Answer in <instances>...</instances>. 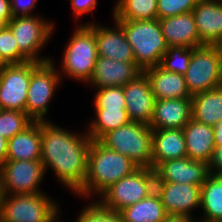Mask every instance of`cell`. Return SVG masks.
I'll list each match as a JSON object with an SVG mask.
<instances>
[{"mask_svg":"<svg viewBox=\"0 0 222 222\" xmlns=\"http://www.w3.org/2000/svg\"><path fill=\"white\" fill-rule=\"evenodd\" d=\"M51 121H41V162L57 176L61 185L77 193L86 180L91 138L87 132L74 133Z\"/></svg>","mask_w":222,"mask_h":222,"instance_id":"6da1fadb","label":"cell"},{"mask_svg":"<svg viewBox=\"0 0 222 222\" xmlns=\"http://www.w3.org/2000/svg\"><path fill=\"white\" fill-rule=\"evenodd\" d=\"M138 169L127 156L104 146L99 140H92L86 180L75 195L93 200L95 194L101 195L115 182Z\"/></svg>","mask_w":222,"mask_h":222,"instance_id":"7a4b0ae2","label":"cell"},{"mask_svg":"<svg viewBox=\"0 0 222 222\" xmlns=\"http://www.w3.org/2000/svg\"><path fill=\"white\" fill-rule=\"evenodd\" d=\"M115 21L123 28L125 37L132 47L135 63L142 71L160 65L168 46L159 19Z\"/></svg>","mask_w":222,"mask_h":222,"instance_id":"3957f363","label":"cell"},{"mask_svg":"<svg viewBox=\"0 0 222 222\" xmlns=\"http://www.w3.org/2000/svg\"><path fill=\"white\" fill-rule=\"evenodd\" d=\"M66 45L61 70L58 69L60 77L88 82L98 57L95 32L88 25L81 24L74 29Z\"/></svg>","mask_w":222,"mask_h":222,"instance_id":"277c9868","label":"cell"},{"mask_svg":"<svg viewBox=\"0 0 222 222\" xmlns=\"http://www.w3.org/2000/svg\"><path fill=\"white\" fill-rule=\"evenodd\" d=\"M152 130L147 124L130 121L109 131L99 141L127 156L139 168L152 169Z\"/></svg>","mask_w":222,"mask_h":222,"instance_id":"5b68a950","label":"cell"},{"mask_svg":"<svg viewBox=\"0 0 222 222\" xmlns=\"http://www.w3.org/2000/svg\"><path fill=\"white\" fill-rule=\"evenodd\" d=\"M46 195H3L1 222H52L62 211H59L58 202Z\"/></svg>","mask_w":222,"mask_h":222,"instance_id":"8992f818","label":"cell"},{"mask_svg":"<svg viewBox=\"0 0 222 222\" xmlns=\"http://www.w3.org/2000/svg\"><path fill=\"white\" fill-rule=\"evenodd\" d=\"M156 175L151 168H139L133 174L123 177L99 197V202L108 209L121 211L135 204L155 191ZM102 198V199H101Z\"/></svg>","mask_w":222,"mask_h":222,"instance_id":"52a82bcc","label":"cell"},{"mask_svg":"<svg viewBox=\"0 0 222 222\" xmlns=\"http://www.w3.org/2000/svg\"><path fill=\"white\" fill-rule=\"evenodd\" d=\"M37 13L34 16L13 17L7 26L18 43L19 52L31 62L43 63L51 60L50 56H41V49L51 38L54 32V22L41 18Z\"/></svg>","mask_w":222,"mask_h":222,"instance_id":"ba28073f","label":"cell"},{"mask_svg":"<svg viewBox=\"0 0 222 222\" xmlns=\"http://www.w3.org/2000/svg\"><path fill=\"white\" fill-rule=\"evenodd\" d=\"M53 58L40 63L31 73V79L27 91L26 114L33 121H47L45 119L49 103L55 96V91L62 79L53 63Z\"/></svg>","mask_w":222,"mask_h":222,"instance_id":"9c48e42d","label":"cell"},{"mask_svg":"<svg viewBox=\"0 0 222 222\" xmlns=\"http://www.w3.org/2000/svg\"><path fill=\"white\" fill-rule=\"evenodd\" d=\"M183 76L191 96L222 86L220 57L216 46L193 48L188 69Z\"/></svg>","mask_w":222,"mask_h":222,"instance_id":"30bf717a","label":"cell"},{"mask_svg":"<svg viewBox=\"0 0 222 222\" xmlns=\"http://www.w3.org/2000/svg\"><path fill=\"white\" fill-rule=\"evenodd\" d=\"M45 170L41 160L5 161L0 166V188L3 195L38 194Z\"/></svg>","mask_w":222,"mask_h":222,"instance_id":"8fae6325","label":"cell"},{"mask_svg":"<svg viewBox=\"0 0 222 222\" xmlns=\"http://www.w3.org/2000/svg\"><path fill=\"white\" fill-rule=\"evenodd\" d=\"M39 64H7L0 70V109L26 112L31 73Z\"/></svg>","mask_w":222,"mask_h":222,"instance_id":"7c38bea8","label":"cell"},{"mask_svg":"<svg viewBox=\"0 0 222 222\" xmlns=\"http://www.w3.org/2000/svg\"><path fill=\"white\" fill-rule=\"evenodd\" d=\"M155 191L159 194L167 215L189 216L200 207L201 186L173 182H155Z\"/></svg>","mask_w":222,"mask_h":222,"instance_id":"4fadbf2b","label":"cell"},{"mask_svg":"<svg viewBox=\"0 0 222 222\" xmlns=\"http://www.w3.org/2000/svg\"><path fill=\"white\" fill-rule=\"evenodd\" d=\"M126 111L130 121L150 125L156 99L146 74L142 72L134 80L123 86Z\"/></svg>","mask_w":222,"mask_h":222,"instance_id":"5bb4252c","label":"cell"},{"mask_svg":"<svg viewBox=\"0 0 222 222\" xmlns=\"http://www.w3.org/2000/svg\"><path fill=\"white\" fill-rule=\"evenodd\" d=\"M113 22V27L85 23L95 32L98 56L119 62H135L132 47L125 37L123 28L115 20Z\"/></svg>","mask_w":222,"mask_h":222,"instance_id":"9a60e30c","label":"cell"},{"mask_svg":"<svg viewBox=\"0 0 222 222\" xmlns=\"http://www.w3.org/2000/svg\"><path fill=\"white\" fill-rule=\"evenodd\" d=\"M156 182H173L202 186L209 175L208 164L188 157L167 160L155 169Z\"/></svg>","mask_w":222,"mask_h":222,"instance_id":"2e32d148","label":"cell"},{"mask_svg":"<svg viewBox=\"0 0 222 222\" xmlns=\"http://www.w3.org/2000/svg\"><path fill=\"white\" fill-rule=\"evenodd\" d=\"M142 72L135 62H119L98 56L93 74L87 84L89 83L96 89L111 86L123 87Z\"/></svg>","mask_w":222,"mask_h":222,"instance_id":"e0dca14e","label":"cell"},{"mask_svg":"<svg viewBox=\"0 0 222 222\" xmlns=\"http://www.w3.org/2000/svg\"><path fill=\"white\" fill-rule=\"evenodd\" d=\"M192 13L202 45L222 42V0H199Z\"/></svg>","mask_w":222,"mask_h":222,"instance_id":"ac0fdd59","label":"cell"},{"mask_svg":"<svg viewBox=\"0 0 222 222\" xmlns=\"http://www.w3.org/2000/svg\"><path fill=\"white\" fill-rule=\"evenodd\" d=\"M192 119L191 98L156 100L150 127L160 129H183Z\"/></svg>","mask_w":222,"mask_h":222,"instance_id":"d6986e66","label":"cell"},{"mask_svg":"<svg viewBox=\"0 0 222 222\" xmlns=\"http://www.w3.org/2000/svg\"><path fill=\"white\" fill-rule=\"evenodd\" d=\"M159 23L167 46H184L195 48L200 46L199 34L192 12L159 19Z\"/></svg>","mask_w":222,"mask_h":222,"instance_id":"ffe728a7","label":"cell"},{"mask_svg":"<svg viewBox=\"0 0 222 222\" xmlns=\"http://www.w3.org/2000/svg\"><path fill=\"white\" fill-rule=\"evenodd\" d=\"M183 129L152 130V169L167 160L187 157Z\"/></svg>","mask_w":222,"mask_h":222,"instance_id":"44dd1931","label":"cell"},{"mask_svg":"<svg viewBox=\"0 0 222 222\" xmlns=\"http://www.w3.org/2000/svg\"><path fill=\"white\" fill-rule=\"evenodd\" d=\"M187 157L209 164L215 149L214 128L191 119L183 128Z\"/></svg>","mask_w":222,"mask_h":222,"instance_id":"7402d4cb","label":"cell"},{"mask_svg":"<svg viewBox=\"0 0 222 222\" xmlns=\"http://www.w3.org/2000/svg\"><path fill=\"white\" fill-rule=\"evenodd\" d=\"M156 100L191 98L183 75L165 71L159 65L143 71Z\"/></svg>","mask_w":222,"mask_h":222,"instance_id":"603a6c76","label":"cell"},{"mask_svg":"<svg viewBox=\"0 0 222 222\" xmlns=\"http://www.w3.org/2000/svg\"><path fill=\"white\" fill-rule=\"evenodd\" d=\"M14 160H41V121H34L8 140L6 161Z\"/></svg>","mask_w":222,"mask_h":222,"instance_id":"cb8c5ba5","label":"cell"},{"mask_svg":"<svg viewBox=\"0 0 222 222\" xmlns=\"http://www.w3.org/2000/svg\"><path fill=\"white\" fill-rule=\"evenodd\" d=\"M192 119L215 126L222 121V86L191 97Z\"/></svg>","mask_w":222,"mask_h":222,"instance_id":"d4e9b609","label":"cell"},{"mask_svg":"<svg viewBox=\"0 0 222 222\" xmlns=\"http://www.w3.org/2000/svg\"><path fill=\"white\" fill-rule=\"evenodd\" d=\"M203 216L198 222H222V174H209L201 186Z\"/></svg>","mask_w":222,"mask_h":222,"instance_id":"484cf974","label":"cell"},{"mask_svg":"<svg viewBox=\"0 0 222 222\" xmlns=\"http://www.w3.org/2000/svg\"><path fill=\"white\" fill-rule=\"evenodd\" d=\"M120 212L123 222H163L168 216L156 191L147 198L123 208Z\"/></svg>","mask_w":222,"mask_h":222,"instance_id":"4316f807","label":"cell"},{"mask_svg":"<svg viewBox=\"0 0 222 222\" xmlns=\"http://www.w3.org/2000/svg\"><path fill=\"white\" fill-rule=\"evenodd\" d=\"M94 112L95 117L86 128L91 140H99L109 131L130 122L126 109H95Z\"/></svg>","mask_w":222,"mask_h":222,"instance_id":"83f0119b","label":"cell"},{"mask_svg":"<svg viewBox=\"0 0 222 222\" xmlns=\"http://www.w3.org/2000/svg\"><path fill=\"white\" fill-rule=\"evenodd\" d=\"M113 8V20L157 19V0H117Z\"/></svg>","mask_w":222,"mask_h":222,"instance_id":"f1b7e54d","label":"cell"},{"mask_svg":"<svg viewBox=\"0 0 222 222\" xmlns=\"http://www.w3.org/2000/svg\"><path fill=\"white\" fill-rule=\"evenodd\" d=\"M193 48L184 46H169L162 56L160 67L165 71L184 75L188 69Z\"/></svg>","mask_w":222,"mask_h":222,"instance_id":"f546056e","label":"cell"},{"mask_svg":"<svg viewBox=\"0 0 222 222\" xmlns=\"http://www.w3.org/2000/svg\"><path fill=\"white\" fill-rule=\"evenodd\" d=\"M33 122L26 112L0 109V136L9 140Z\"/></svg>","mask_w":222,"mask_h":222,"instance_id":"4dcf8cb0","label":"cell"},{"mask_svg":"<svg viewBox=\"0 0 222 222\" xmlns=\"http://www.w3.org/2000/svg\"><path fill=\"white\" fill-rule=\"evenodd\" d=\"M77 215L74 222H123L120 211L105 208L99 201H91Z\"/></svg>","mask_w":222,"mask_h":222,"instance_id":"1f68e13d","label":"cell"},{"mask_svg":"<svg viewBox=\"0 0 222 222\" xmlns=\"http://www.w3.org/2000/svg\"><path fill=\"white\" fill-rule=\"evenodd\" d=\"M94 109H126L123 87L111 86L97 89Z\"/></svg>","mask_w":222,"mask_h":222,"instance_id":"d6a6232c","label":"cell"},{"mask_svg":"<svg viewBox=\"0 0 222 222\" xmlns=\"http://www.w3.org/2000/svg\"><path fill=\"white\" fill-rule=\"evenodd\" d=\"M0 56L6 64H20L28 61L19 52L16 38L7 25L0 31Z\"/></svg>","mask_w":222,"mask_h":222,"instance_id":"836d02e7","label":"cell"},{"mask_svg":"<svg viewBox=\"0 0 222 222\" xmlns=\"http://www.w3.org/2000/svg\"><path fill=\"white\" fill-rule=\"evenodd\" d=\"M199 0H157V19L192 12Z\"/></svg>","mask_w":222,"mask_h":222,"instance_id":"e575fe53","label":"cell"},{"mask_svg":"<svg viewBox=\"0 0 222 222\" xmlns=\"http://www.w3.org/2000/svg\"><path fill=\"white\" fill-rule=\"evenodd\" d=\"M10 6L13 17L34 16L37 0H10Z\"/></svg>","mask_w":222,"mask_h":222,"instance_id":"d590c367","label":"cell"},{"mask_svg":"<svg viewBox=\"0 0 222 222\" xmlns=\"http://www.w3.org/2000/svg\"><path fill=\"white\" fill-rule=\"evenodd\" d=\"M98 0H70L75 19L95 11Z\"/></svg>","mask_w":222,"mask_h":222,"instance_id":"8d00e7d4","label":"cell"},{"mask_svg":"<svg viewBox=\"0 0 222 222\" xmlns=\"http://www.w3.org/2000/svg\"><path fill=\"white\" fill-rule=\"evenodd\" d=\"M209 174H222V146H216L208 164Z\"/></svg>","mask_w":222,"mask_h":222,"instance_id":"74e56055","label":"cell"},{"mask_svg":"<svg viewBox=\"0 0 222 222\" xmlns=\"http://www.w3.org/2000/svg\"><path fill=\"white\" fill-rule=\"evenodd\" d=\"M0 18L8 23L12 18L10 0H0Z\"/></svg>","mask_w":222,"mask_h":222,"instance_id":"f35d334b","label":"cell"},{"mask_svg":"<svg viewBox=\"0 0 222 222\" xmlns=\"http://www.w3.org/2000/svg\"><path fill=\"white\" fill-rule=\"evenodd\" d=\"M8 140L0 136V166L6 161Z\"/></svg>","mask_w":222,"mask_h":222,"instance_id":"ab89813d","label":"cell"},{"mask_svg":"<svg viewBox=\"0 0 222 222\" xmlns=\"http://www.w3.org/2000/svg\"><path fill=\"white\" fill-rule=\"evenodd\" d=\"M197 219L191 218L189 216H174L168 215L163 222H198Z\"/></svg>","mask_w":222,"mask_h":222,"instance_id":"60d3db41","label":"cell"},{"mask_svg":"<svg viewBox=\"0 0 222 222\" xmlns=\"http://www.w3.org/2000/svg\"><path fill=\"white\" fill-rule=\"evenodd\" d=\"M214 128V139L215 146H222V121L217 125L213 126Z\"/></svg>","mask_w":222,"mask_h":222,"instance_id":"b9f144b4","label":"cell"},{"mask_svg":"<svg viewBox=\"0 0 222 222\" xmlns=\"http://www.w3.org/2000/svg\"><path fill=\"white\" fill-rule=\"evenodd\" d=\"M220 57V74L222 78V42L215 45Z\"/></svg>","mask_w":222,"mask_h":222,"instance_id":"7bdbcfd3","label":"cell"},{"mask_svg":"<svg viewBox=\"0 0 222 222\" xmlns=\"http://www.w3.org/2000/svg\"><path fill=\"white\" fill-rule=\"evenodd\" d=\"M7 25V23L2 19L0 18V31Z\"/></svg>","mask_w":222,"mask_h":222,"instance_id":"ee69618b","label":"cell"},{"mask_svg":"<svg viewBox=\"0 0 222 222\" xmlns=\"http://www.w3.org/2000/svg\"><path fill=\"white\" fill-rule=\"evenodd\" d=\"M7 64L3 61V59L0 56V70L5 67Z\"/></svg>","mask_w":222,"mask_h":222,"instance_id":"f6af8a7d","label":"cell"},{"mask_svg":"<svg viewBox=\"0 0 222 222\" xmlns=\"http://www.w3.org/2000/svg\"><path fill=\"white\" fill-rule=\"evenodd\" d=\"M2 191H1V188H0V217H1V207H2Z\"/></svg>","mask_w":222,"mask_h":222,"instance_id":"bcb514c9","label":"cell"},{"mask_svg":"<svg viewBox=\"0 0 222 222\" xmlns=\"http://www.w3.org/2000/svg\"><path fill=\"white\" fill-rule=\"evenodd\" d=\"M59 217L60 216H58L56 219H54L52 222H59V221H57V220H59ZM63 222V221H62Z\"/></svg>","mask_w":222,"mask_h":222,"instance_id":"7dc6e473","label":"cell"}]
</instances>
